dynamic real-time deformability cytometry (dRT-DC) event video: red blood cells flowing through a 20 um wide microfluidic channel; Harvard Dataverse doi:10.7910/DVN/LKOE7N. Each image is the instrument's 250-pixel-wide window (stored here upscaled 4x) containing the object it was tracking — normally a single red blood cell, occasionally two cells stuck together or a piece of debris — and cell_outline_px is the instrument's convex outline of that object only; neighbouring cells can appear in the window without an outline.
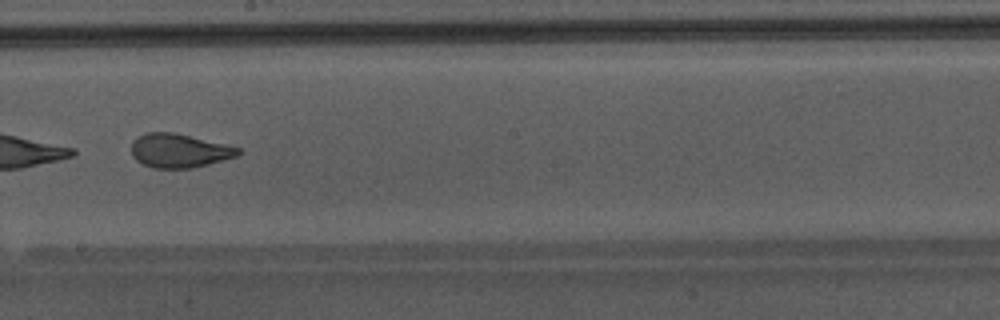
{"species": "Egyptian fruit bat (a non-hibernating species)", "species_latin": "Rousettus aegyptiacus", "temperature_condition": "warm", "stored_images_in_passage": 14, "camera_frame_rate_fps": 3000, "um_per_image_px": 0.085, "animal": {"sex": "male"}, "frame": {"image": 1, "passage_image": 12, "time_ms": 3.667, "image_size_px": [1000, 320], "cell_outline_px": [[240, 152], [236, 156], [224, 160], [192, 168], [152, 168], [136, 160], [132, 156], [132, 140], [136, 136], [144, 132], [172, 132], [228, 144], [240, 148]], "centroid_in_image_um": [15.21, 12.79], "position_along_channel_um": 233.0, "area_um2": 21.21}}